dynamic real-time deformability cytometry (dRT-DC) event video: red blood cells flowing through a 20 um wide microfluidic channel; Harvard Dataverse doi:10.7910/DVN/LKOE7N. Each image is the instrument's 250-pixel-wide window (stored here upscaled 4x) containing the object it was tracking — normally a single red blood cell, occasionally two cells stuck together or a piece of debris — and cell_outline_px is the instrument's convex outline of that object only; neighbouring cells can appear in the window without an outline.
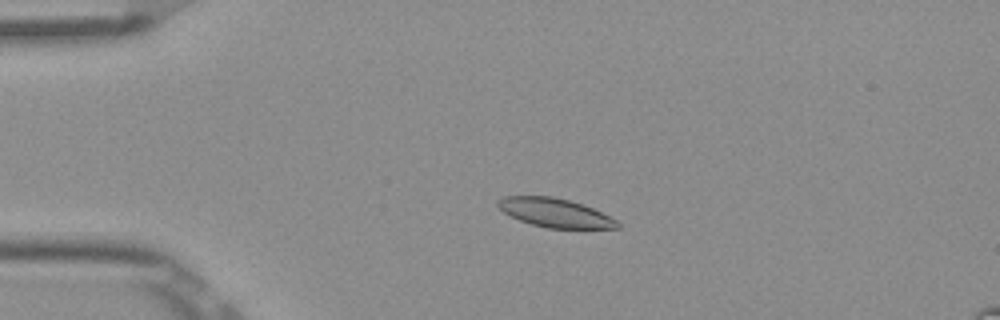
{"species": "Egyptian fruit bat (a non-hibernating species)", "species_latin": "Rousettus aegyptiacus", "temperature_condition": "room temperature", "stored_images_in_passage": 54, "camera_frame_rate_fps": 3000, "um_per_image_px": 0.085, "frame": {"image": 1, "passage_image": 13, "time_ms": 4.0, "image_size_px": [1000, 320], "cell_outline_px": [[620, 228], [548, 228], [532, 224], [520, 220], [504, 212], [496, 204], [496, 200], [504, 196], [552, 196], [568, 200], [592, 208], [616, 220], [620, 224]], "centroid_in_image_um": [47.15, 18.08], "position_along_channel_um": 37.9, "area_um2": 19.77}}
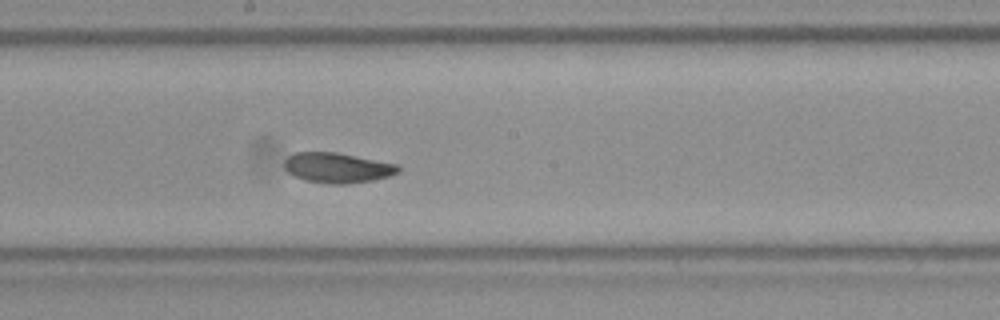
{"frame": {"image": 2, "passage_image": 30, "time_ms": 9.667, "image_size_px": [1000, 320], "cell_outline_px": [[400, 172], [388, 176], [372, 180], [348, 184], [328, 184], [304, 180], [288, 172], [284, 168], [284, 160], [292, 152], [336, 152], [400, 164]], "centroid_in_image_um": [28.68, 14.25], "position_along_channel_um": 219.5, "area_um2": 20.23}}
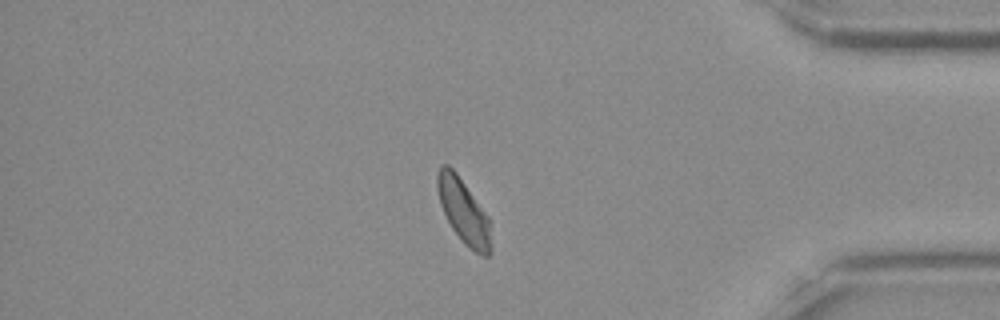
{"frame": {"image": 3, "passage_image": 46, "time_ms": 15.0, "image_size_px": [1000, 320], "cell_outline_px": [[492, 252], [488, 256], [480, 256], [468, 248], [464, 244], [452, 228], [440, 204], [436, 188], [436, 172], [440, 164], [448, 164], [456, 172], [488, 216], [492, 244]], "centroid_in_image_um": [39.4, 17.97], "position_along_channel_um": 395.8, "area_um2": 20.4}, "authors_computed_cell_mechanics": {"area_um2": 20.4034, "velocity_mm_per_s": 3.8505, "shape_relaxation_time_tau1_ms": 5.4054, "shape_relaxation_time_tau2_ms": null, "deformation_change_tau1": 0.1235, "deformation_change_tau2": null}}